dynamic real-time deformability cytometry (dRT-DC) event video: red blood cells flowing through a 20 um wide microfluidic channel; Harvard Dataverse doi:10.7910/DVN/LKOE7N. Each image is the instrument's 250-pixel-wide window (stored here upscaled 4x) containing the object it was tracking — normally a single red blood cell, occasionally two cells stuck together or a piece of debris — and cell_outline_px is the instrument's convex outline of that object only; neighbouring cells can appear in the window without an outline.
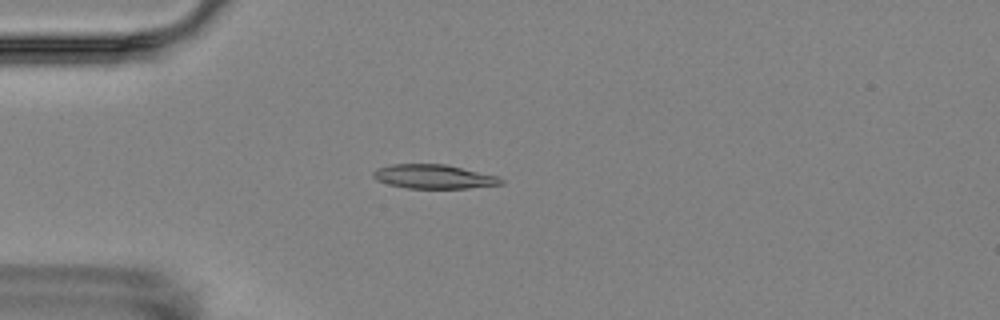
{"species": "Egyptian fruit bat (a non-hibernating species)", "species_latin": "Rousettus aegyptiacus", "temperature_condition": "room temperature", "stored_images_in_passage": 3, "camera_frame_rate_fps": 3000, "um_per_image_px": 0.085, "animal": {"sex": "female"}, "frame": {"image": 1, "passage_image": 3, "time_ms": 3.0, "image_size_px": [1000, 320], "cell_outline_px": [[504, 184], [468, 188], [408, 188], [388, 184], [376, 180], [372, 176], [372, 172], [376, 168], [392, 164], [444, 164], [500, 176], [504, 180]], "centroid_in_image_um": [36.88, 15.01], "position_along_channel_um": 48.1, "area_um2": 18.03}}